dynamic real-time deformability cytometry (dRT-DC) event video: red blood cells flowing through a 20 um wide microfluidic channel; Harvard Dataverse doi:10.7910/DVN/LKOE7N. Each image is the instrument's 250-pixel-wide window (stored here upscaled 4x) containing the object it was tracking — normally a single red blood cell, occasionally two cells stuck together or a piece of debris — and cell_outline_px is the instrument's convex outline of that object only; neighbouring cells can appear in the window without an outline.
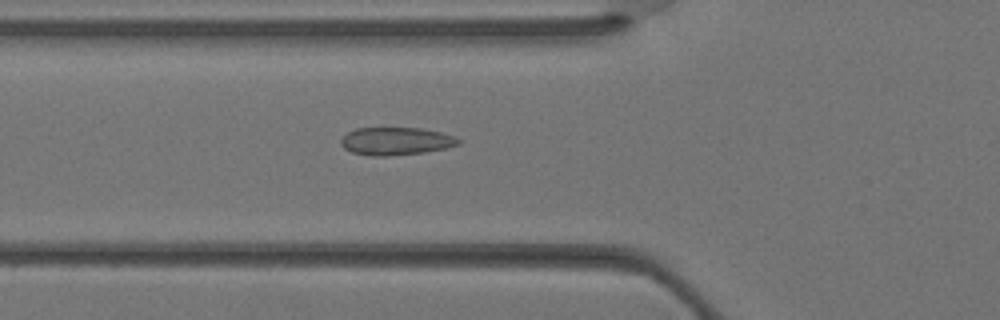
{"species": "Egyptian fruit bat (a non-hibernating species)", "species_latin": "Rousettus aegyptiacus", "temperature_condition": "warm", "stored_images_in_passage": 36, "camera_frame_rate_fps": 3000, "um_per_image_px": 0.085, "animal": {"sex": "female"}, "frame": {"image": 1, "passage_image": 13, "time_ms": 4.0, "image_size_px": [1000, 320], "cell_outline_px": [[460, 144], [448, 148], [424, 152], [388, 156], [372, 156], [352, 152], [344, 148], [340, 144], [340, 140], [348, 132], [356, 128], [420, 128], [440, 132], [452, 136], [460, 140]], "centroid_in_image_um": [33.64, 12.0], "position_along_channel_um": 92.2, "area_um2": 18.96}}
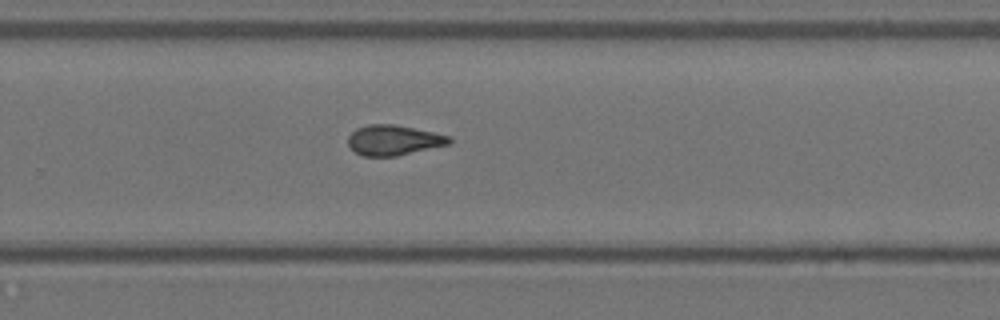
{"frame": {"image": 2, "passage_image": 24, "time_ms": 7.667, "image_size_px": [1000, 320], "cell_outline_px": [[452, 144], [396, 156], [364, 156], [356, 152], [348, 144], [348, 136], [356, 128], [368, 124], [392, 124], [452, 136]], "centroid_in_image_um": [33.49, 11.91], "position_along_channel_um": 296.3, "area_um2": 17.8}}
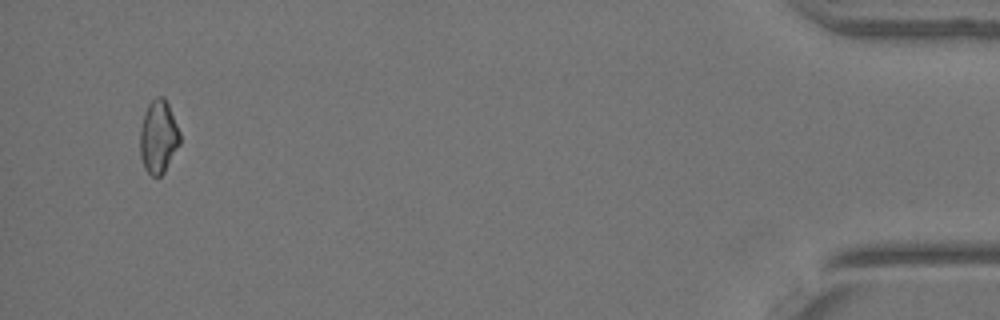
{"frame": {"image": 3, "passage_image": 35, "time_ms": 11.333, "image_size_px": [1000, 320], "cell_outline_px": [[180, 144], [164, 172], [160, 176], [152, 176], [144, 168], [140, 156], [140, 128], [144, 112], [148, 104], [156, 96], [164, 96], [168, 104], [180, 132]], "centroid_in_image_um": [13.45, 11.62], "position_along_channel_um": 421.7, "area_um2": 17.05}}